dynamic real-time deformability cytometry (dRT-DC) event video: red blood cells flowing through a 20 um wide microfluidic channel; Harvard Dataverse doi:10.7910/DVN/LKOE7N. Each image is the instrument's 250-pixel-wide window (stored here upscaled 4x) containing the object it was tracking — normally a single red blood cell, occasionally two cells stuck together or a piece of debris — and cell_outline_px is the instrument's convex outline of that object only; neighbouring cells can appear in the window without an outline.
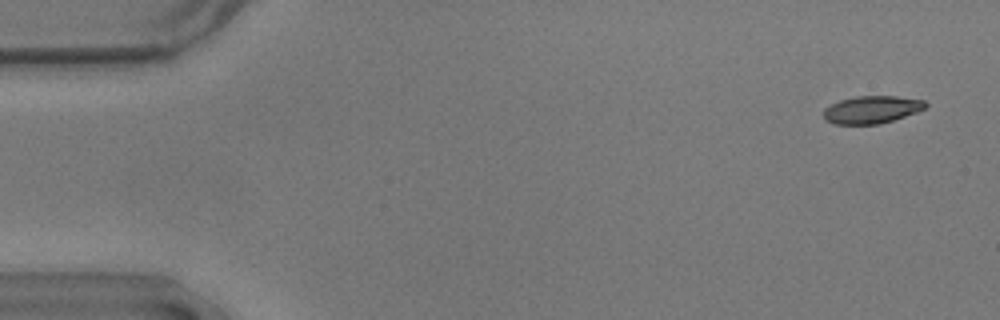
{"species": "common noctule bat (a hibernating species)", "species_latin": "Nyctalus noctula", "temperature_condition": "warm", "stored_images_in_passage": 57, "camera_frame_rate_fps": 3000, "um_per_image_px": 0.085, "animal": {"sex": "male", "body_mass_g": 17.9}, "frame": {"image": 1, "passage_image": 3, "time_ms": 0.667, "image_size_px": [1000, 320], "cell_outline_px": [[928, 104], [924, 108], [916, 112], [880, 124], [832, 124], [824, 120], [824, 108], [840, 100], [856, 96], [896, 96], [924, 100]], "centroid_in_image_um": [74.07, 9.32], "position_along_channel_um": 10.9, "area_um2": 16.3}}
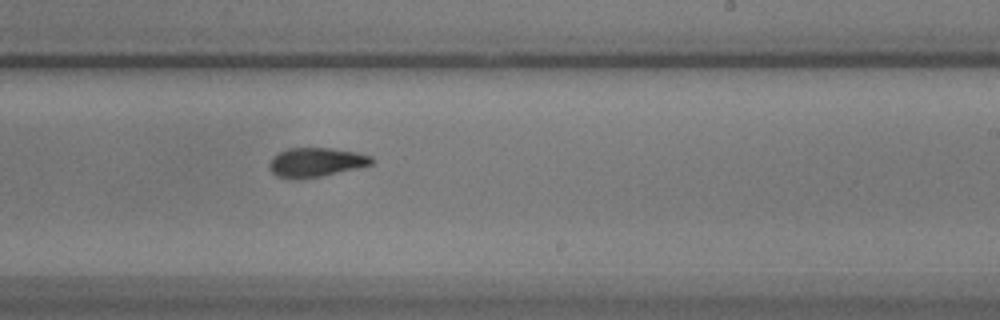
{"frame": {"image": 2, "passage_image": 34, "time_ms": 11.0, "image_size_px": [1000, 320], "cell_outline_px": [[372, 164], [356, 168], [320, 176], [296, 180], [292, 180], [276, 176], [268, 168], [268, 164], [272, 156], [288, 148], [332, 148], [356, 152], [372, 156]], "centroid_in_image_um": [26.79, 13.8], "position_along_channel_um": 262.2, "area_um2": 17.46}}
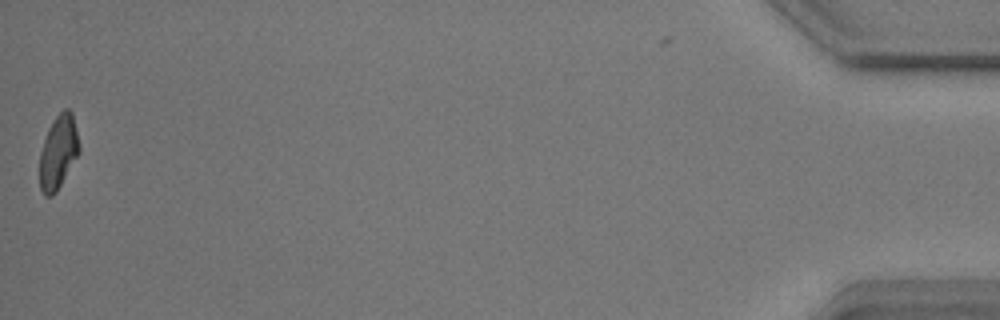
{"frame": {"image": 3, "passage_image": 56, "time_ms": 18.333, "image_size_px": [1000, 320], "cell_outline_px": [[80, 152], [56, 192], [52, 196], [44, 196], [40, 188], [40, 152], [48, 128], [56, 116], [64, 108], [68, 108], [72, 112], [80, 148]], "centroid_in_image_um": [4.95, 12.93], "position_along_channel_um": 430.2, "area_um2": 16.88}, "authors_computed_cell_mechanics": {"area_um2": 17.34, "velocity_mm_per_s": 3.6048, "shape_relaxation_time_tau1_ms": 7.5335, "shape_relaxation_time_tau2_ms": 2.6555, "deformation_change_tau1": 0.2121, "deformation_change_tau2": 0.0888}}